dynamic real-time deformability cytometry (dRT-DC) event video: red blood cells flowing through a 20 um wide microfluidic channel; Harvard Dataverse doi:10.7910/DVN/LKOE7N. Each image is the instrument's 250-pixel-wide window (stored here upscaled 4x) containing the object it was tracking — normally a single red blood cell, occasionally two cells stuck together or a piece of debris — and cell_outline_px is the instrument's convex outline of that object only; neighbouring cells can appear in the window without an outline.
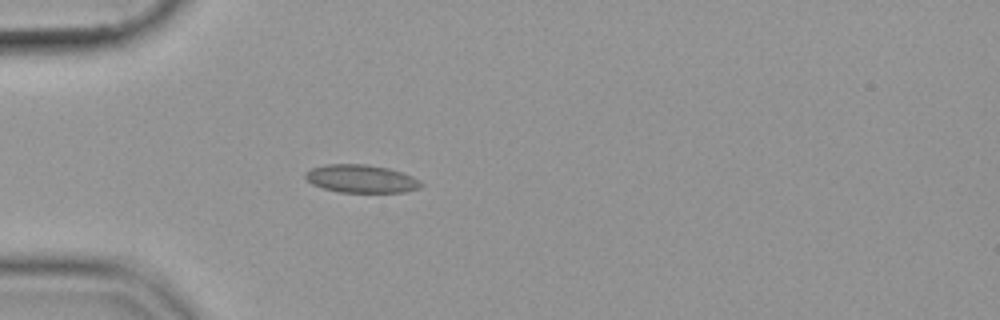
{"species": "common noctule bat (a hibernating species)", "species_latin": "Nyctalus noctula", "temperature_condition": "cold", "stored_images_in_passage": 39, "camera_frame_rate_fps": 3000, "um_per_image_px": 0.085, "animal": {"sex": "female", "body_mass_g": 19.9}, "frame": {"image": 1, "passage_image": 1, "time_ms": 0.0, "image_size_px": [1000, 320], "cell_outline_px": [[424, 184], [420, 188], [404, 192], [340, 192], [324, 188], [312, 184], [304, 176], [304, 172], [312, 168], [324, 164], [368, 164], [388, 168], [412, 176], [420, 180]], "centroid_in_image_um": [30.7, 15.19], "position_along_channel_um": 54.3, "area_um2": 18.9}}
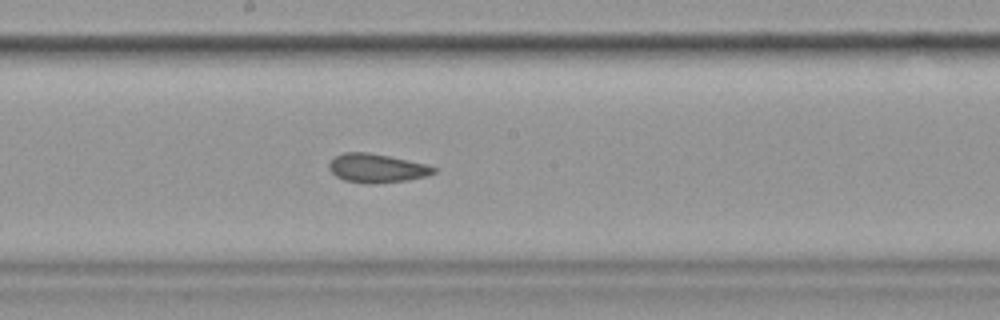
{"frame": {"image": 2, "passage_image": 15, "time_ms": 4.667, "image_size_px": [1000, 320], "cell_outline_px": [[436, 172], [428, 176], [408, 180], [368, 184], [344, 180], [336, 176], [328, 168], [328, 164], [336, 156], [344, 152], [368, 152], [388, 156], [424, 164], [436, 168]], "centroid_in_image_um": [32.01, 14.3], "position_along_channel_um": 216.2, "area_um2": 17.4}}
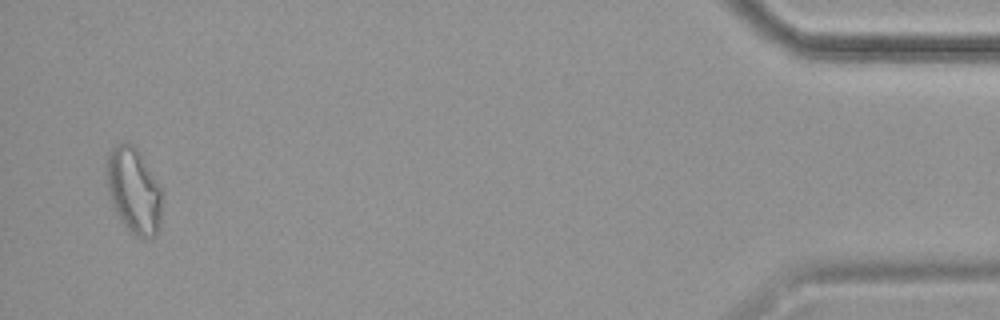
{"frame": {"image": 3, "passage_image": 38, "time_ms": 12.333, "image_size_px": [1000, 320], "cell_outline_px": [[160, 228], [152, 236], [144, 240], [136, 236], [124, 224], [116, 212], [108, 196], [104, 168], [108, 152], [116, 144], [124, 140], [132, 144], [140, 152], [160, 188]], "centroid_in_image_um": [11.31, 16.15], "position_along_channel_um": 423.9, "area_um2": 27.8}}